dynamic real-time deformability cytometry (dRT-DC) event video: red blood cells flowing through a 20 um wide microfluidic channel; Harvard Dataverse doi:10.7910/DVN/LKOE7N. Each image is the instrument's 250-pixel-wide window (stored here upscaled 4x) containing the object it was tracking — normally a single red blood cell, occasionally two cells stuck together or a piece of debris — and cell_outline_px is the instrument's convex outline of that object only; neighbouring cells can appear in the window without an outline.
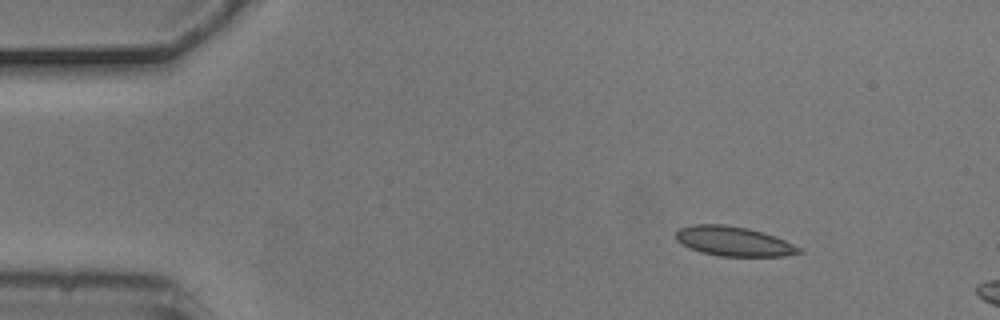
{"species": "common noctule bat (a hibernating species)", "species_latin": "Nyctalus noctula", "temperature_condition": "cold", "stored_images_in_passage": 5, "camera_frame_rate_fps": 3000, "um_per_image_px": 0.085, "animal": {"sex": "male", "body_mass_g": 20.5, "forearm_length_mm": 52.5}, "frame": {"image": 1, "passage_image": 2, "time_ms": 0.333, "image_size_px": [1000, 320], "cell_outline_px": [[804, 252], [784, 256], [720, 256], [700, 252], [676, 240], [676, 232], [680, 228], [692, 224], [724, 224], [748, 228], [764, 232], [776, 236], [800, 248]], "centroid_in_image_um": [62.37, 20.5], "position_along_channel_um": 22.6, "area_um2": 21.15}}